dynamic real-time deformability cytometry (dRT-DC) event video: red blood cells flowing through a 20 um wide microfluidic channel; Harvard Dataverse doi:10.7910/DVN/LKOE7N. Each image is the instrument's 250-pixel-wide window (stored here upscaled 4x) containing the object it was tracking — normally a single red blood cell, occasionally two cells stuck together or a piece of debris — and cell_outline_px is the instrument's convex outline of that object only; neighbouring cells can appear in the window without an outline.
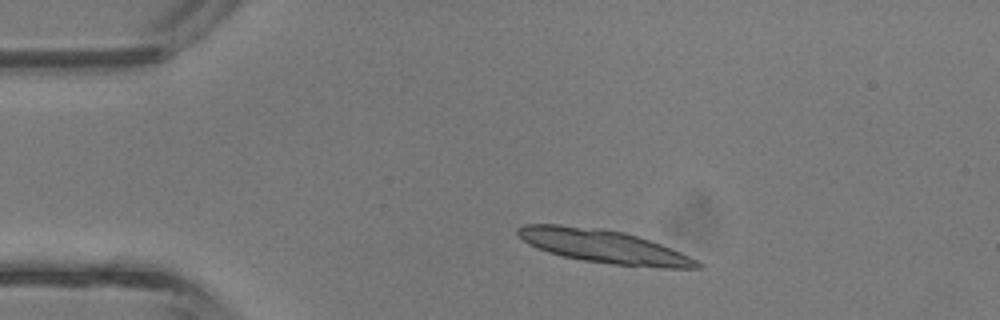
{"species": "common noctule bat (a hibernating species)", "species_latin": "Nyctalus noctula", "temperature_condition": "room temperature", "stored_images_in_passage": 3, "camera_frame_rate_fps": 3000, "um_per_image_px": 0.085, "animal": {"sex": "male", "body_mass_g": 13.3}, "frame": {"image": 1, "passage_image": 2, "time_ms": 0.333, "image_size_px": [1000, 320], "cell_outline_px": [[704, 264], [700, 268], [660, 268], [612, 264], [584, 260], [564, 256], [548, 252], [536, 248], [528, 244], [516, 232], [516, 228], [524, 224], [560, 224], [604, 228], [624, 232], [672, 248]], "centroid_in_image_um": [51.3, 20.93], "position_along_channel_um": 33.7, "area_um2": 34.74}}